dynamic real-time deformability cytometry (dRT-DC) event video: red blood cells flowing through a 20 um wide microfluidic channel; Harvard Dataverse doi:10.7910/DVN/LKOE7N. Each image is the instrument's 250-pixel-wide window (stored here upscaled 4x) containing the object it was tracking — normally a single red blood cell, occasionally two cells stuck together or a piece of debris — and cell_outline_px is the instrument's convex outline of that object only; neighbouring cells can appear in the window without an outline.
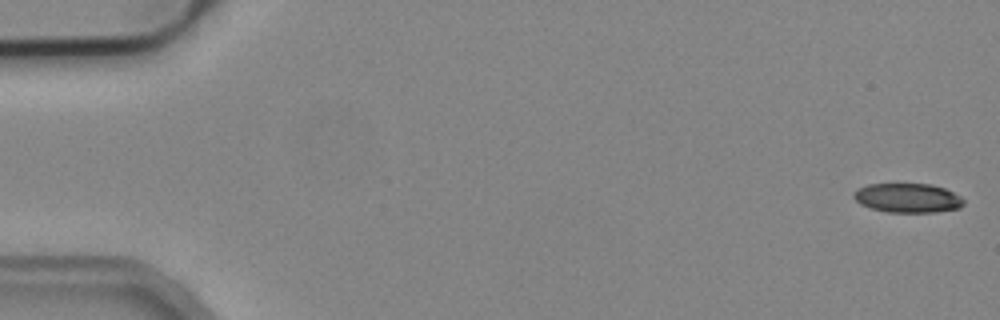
{"species": "common noctule bat (a hibernating species)", "species_latin": "Nyctalus noctula", "temperature_condition": "cold", "stored_images_in_passage": 16, "camera_frame_rate_fps": 3000, "um_per_image_px": 0.085, "animal": {"sex": "male", "body_mass_g": 19.2, "forearm_length_mm": 51.8}, "frame": {"image": 1, "passage_image": 1, "time_ms": 0.0, "image_size_px": [1000, 320], "cell_outline_px": [[964, 204], [960, 208], [936, 212], [888, 212], [872, 208], [860, 204], [852, 196], [852, 192], [868, 184], [932, 184], [944, 188], [960, 196], [964, 200]], "centroid_in_image_um": [77.16, 16.83], "position_along_channel_um": 7.8, "area_um2": 18.73}}
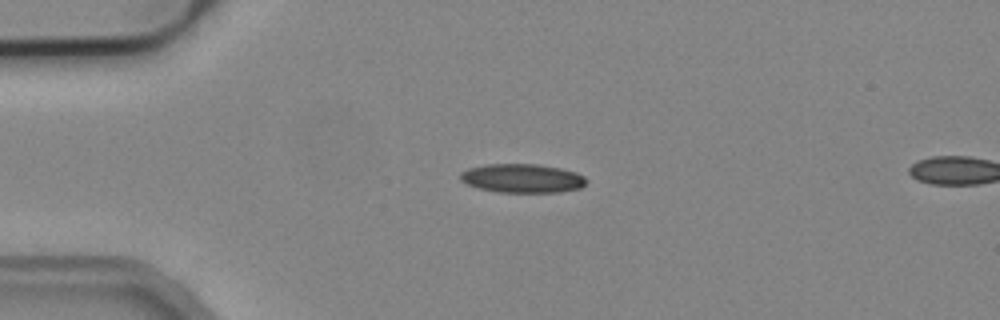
{"frame": {"image": 2, "passage_image": 13, "time_ms": 4.0, "image_size_px": [1000, 320], "cell_outline_px": [[588, 180], [580, 188], [560, 192], [496, 192], [476, 188], [460, 180], [460, 172], [468, 168], [484, 164], [536, 164], [560, 168], [576, 172], [584, 176]], "centroid_in_image_um": [44.37, 15.15], "position_along_channel_um": 40.6, "area_um2": 21.33}}